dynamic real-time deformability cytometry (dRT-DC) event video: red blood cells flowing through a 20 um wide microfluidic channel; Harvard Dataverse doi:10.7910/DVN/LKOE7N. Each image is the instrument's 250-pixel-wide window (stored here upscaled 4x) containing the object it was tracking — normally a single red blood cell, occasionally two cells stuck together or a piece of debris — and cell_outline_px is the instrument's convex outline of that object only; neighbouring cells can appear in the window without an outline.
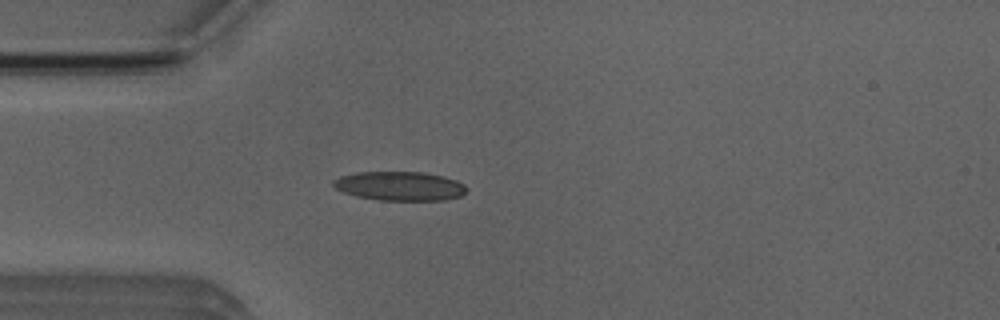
{"species": "Egyptian fruit bat (a non-hibernating species)", "species_latin": "Rousettus aegyptiacus", "temperature_condition": "room temperature", "stored_images_in_passage": 44, "camera_frame_rate_fps": 3000, "um_per_image_px": 0.085, "animal": {"sex": "male"}, "frame": {"image": 1, "passage_image": 6, "time_ms": 1.667, "image_size_px": [1000, 320], "cell_outline_px": [[468, 188], [460, 196], [444, 200], [380, 200], [356, 196], [344, 192], [336, 188], [332, 184], [332, 180], [340, 176], [356, 172], [424, 172], [444, 176], [456, 180], [464, 184]], "centroid_in_image_um": [33.98, 15.8], "position_along_channel_um": 51.0, "area_um2": 22.6}}
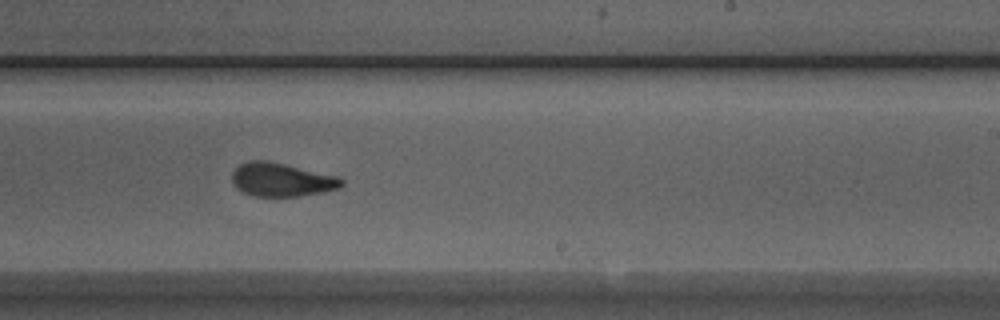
{"frame": {"image": 2, "passage_image": 23, "time_ms": 7.333, "image_size_px": [1000, 320], "cell_outline_px": [[344, 184], [340, 188], [324, 192], [300, 196], [256, 196], [244, 192], [236, 188], [232, 184], [232, 172], [240, 164], [248, 160], [268, 160], [340, 176], [344, 180]], "centroid_in_image_um": [23.96, 15.26], "position_along_channel_um": 265.0, "area_um2": 21.73}}
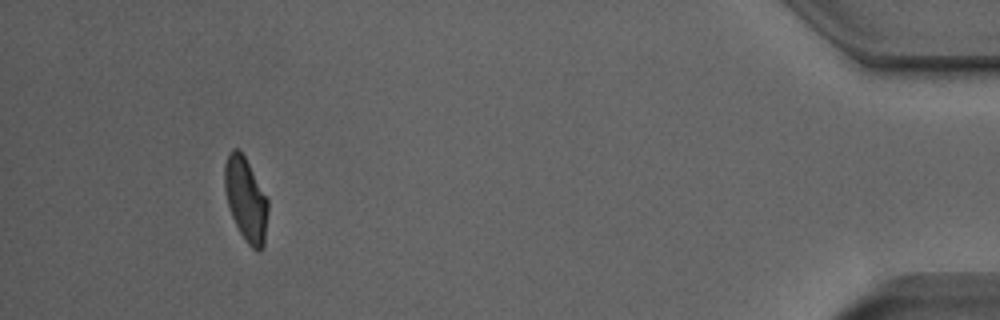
{"frame": {"image": 3, "passage_image": 40, "time_ms": 13.0, "image_size_px": [1000, 320], "cell_outline_px": [[268, 212], [264, 244], [260, 252], [256, 252], [248, 244], [240, 232], [228, 208], [224, 188], [224, 164], [228, 152], [232, 148], [236, 148], [244, 156], [268, 200]], "centroid_in_image_um": [20.88, 16.96], "position_along_channel_um": 414.3, "area_um2": 21.1}, "authors_computed_cell_mechanics": {"area_um2": 21.6172, "velocity_mm_per_s": 3.9126, "shape_relaxation_time_tau1_ms": 7.8783, "shape_relaxation_time_tau2_ms": 1.3265, "deformation_change_tau1": 0.2002, "deformation_change_tau2": 0.0755}}